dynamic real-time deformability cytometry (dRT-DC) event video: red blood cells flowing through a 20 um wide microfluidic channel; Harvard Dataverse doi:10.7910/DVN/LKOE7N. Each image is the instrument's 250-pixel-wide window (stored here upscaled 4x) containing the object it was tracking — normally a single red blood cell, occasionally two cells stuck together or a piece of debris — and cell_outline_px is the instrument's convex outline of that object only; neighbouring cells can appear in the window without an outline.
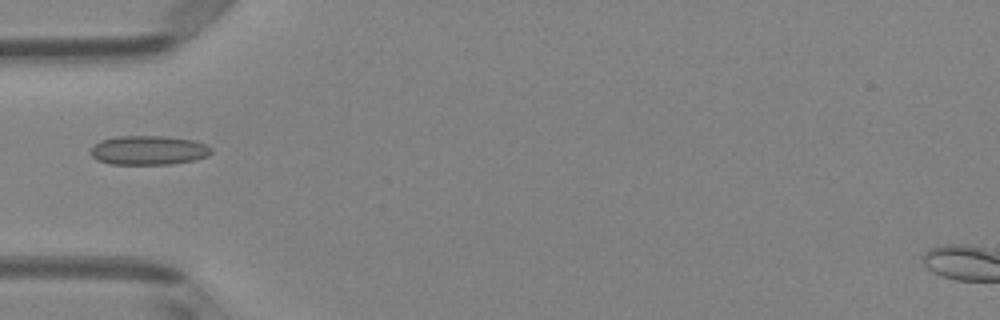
{"species": "Egyptian fruit bat (a non-hibernating species)", "species_latin": "Rousettus aegyptiacus", "temperature_condition": "room temperature", "stored_images_in_passage": 5, "camera_frame_rate_fps": 3000, "um_per_image_px": 0.085, "animal": {"sex": "female"}, "frame": {"image": 1, "passage_image": 5, "time_ms": 1.333, "image_size_px": [1000, 320], "cell_outline_px": [[212, 152], [208, 156], [196, 160], [172, 164], [112, 164], [100, 160], [92, 156], [88, 152], [92, 144], [100, 140], [116, 136], [160, 136], [192, 140], [204, 144], [212, 148]], "centroid_in_image_um": [12.6, 12.77], "position_along_channel_um": 72.4, "area_um2": 20.63}}